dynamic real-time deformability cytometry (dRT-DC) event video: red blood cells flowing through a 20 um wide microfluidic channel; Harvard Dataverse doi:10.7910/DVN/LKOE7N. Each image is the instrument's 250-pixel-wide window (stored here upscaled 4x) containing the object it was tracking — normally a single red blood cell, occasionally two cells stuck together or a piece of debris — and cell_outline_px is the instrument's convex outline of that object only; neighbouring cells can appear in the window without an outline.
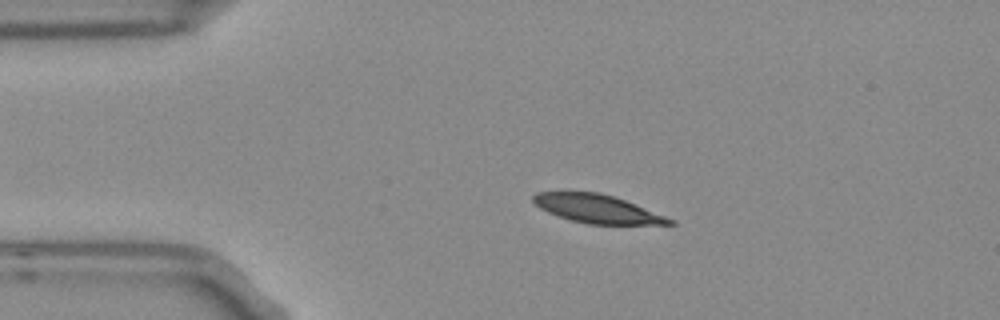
{"species": "Egyptian fruit bat (a non-hibernating species)", "species_latin": "Rousettus aegyptiacus", "temperature_condition": "room temperature", "stored_images_in_passage": 3, "camera_frame_rate_fps": 3000, "um_per_image_px": 0.085, "frame": {"image": 1, "passage_image": 2, "time_ms": 0.333, "image_size_px": [1000, 320], "cell_outline_px": [[676, 224], [588, 224], [572, 220], [548, 212], [540, 208], [532, 200], [532, 196], [536, 192], [600, 192], [624, 200], [676, 220]], "centroid_in_image_um": [50.76, 17.75], "position_along_channel_um": 34.2, "area_um2": 22.2}}